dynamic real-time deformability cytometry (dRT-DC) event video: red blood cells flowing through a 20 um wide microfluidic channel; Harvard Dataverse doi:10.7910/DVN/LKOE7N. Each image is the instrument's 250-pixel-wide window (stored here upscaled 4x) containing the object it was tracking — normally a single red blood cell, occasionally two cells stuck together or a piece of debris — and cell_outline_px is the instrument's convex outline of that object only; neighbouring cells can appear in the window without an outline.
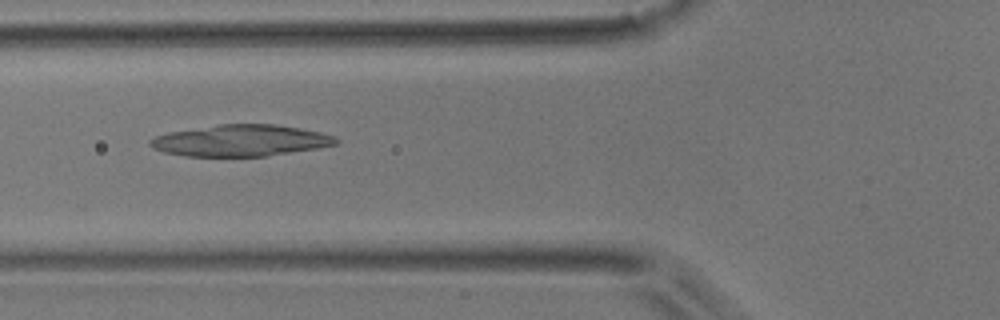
{"species": "common noctule bat (a hibernating species)", "species_latin": "Nyctalus noctula", "temperature_condition": "room temperature", "stored_images_in_passage": 50, "camera_frame_rate_fps": 3000, "um_per_image_px": 0.085, "animal": {"sex": "male", "body_mass_g": 17.9}, "frame": {"image": 1, "passage_image": 18, "time_ms": 5.667, "image_size_px": [1000, 320], "cell_outline_px": [[340, 144], [268, 156], [184, 156], [164, 152], [152, 148], [148, 144], [148, 140], [156, 136], [168, 132], [220, 124], [276, 124], [320, 132], [332, 136], [340, 140]], "centroid_in_image_um": [20.44, 11.95], "position_along_channel_um": 105.4, "area_um2": 34.04}}
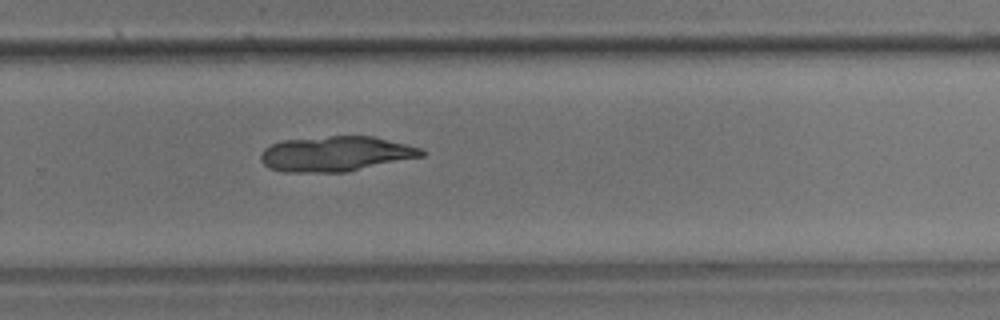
{"frame": {"image": 2, "passage_image": 33, "time_ms": 10.667, "image_size_px": [1000, 320], "cell_outline_px": [[428, 152], [424, 156], [348, 172], [284, 172], [268, 168], [260, 160], [260, 156], [264, 148], [272, 144], [284, 140], [328, 136], [372, 136], [420, 148]], "centroid_in_image_um": [28.54, 13.08], "position_along_channel_um": 301.3, "area_um2": 33.0}}
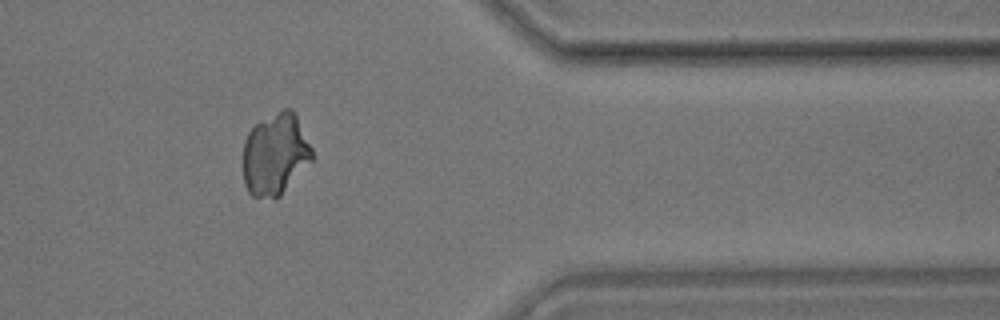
{"frame": {"image": 3, "passage_image": 41, "time_ms": 13.333, "image_size_px": [1000, 320], "cell_outline_px": [[312, 160], [280, 196], [252, 196], [248, 192], [244, 184], [244, 140], [248, 132], [260, 120], [284, 108], [292, 108], [312, 148]], "centroid_in_image_um": [23.39, 13.09], "position_along_channel_um": 388.0, "area_um2": 32.48}}